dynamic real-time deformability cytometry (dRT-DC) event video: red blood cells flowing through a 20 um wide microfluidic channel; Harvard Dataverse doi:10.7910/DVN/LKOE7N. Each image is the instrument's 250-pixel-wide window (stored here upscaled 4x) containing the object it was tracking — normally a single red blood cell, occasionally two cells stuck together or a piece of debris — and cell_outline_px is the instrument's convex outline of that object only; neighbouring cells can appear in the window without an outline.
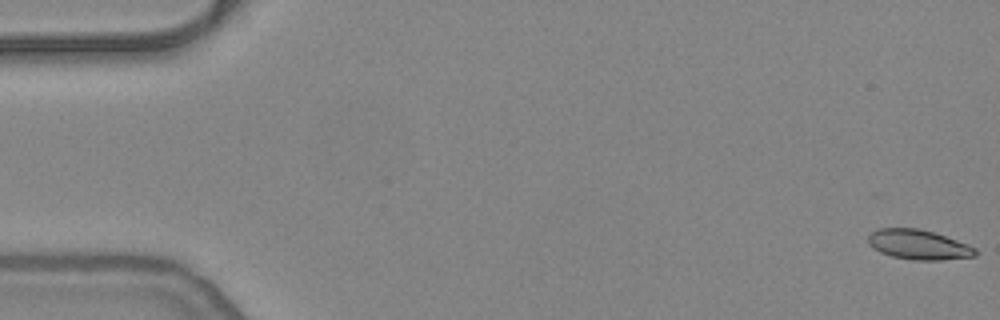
{"species": "common noctule bat (a hibernating species)", "species_latin": "Nyctalus noctula", "temperature_condition": "warm", "stored_images_in_passage": 54, "camera_frame_rate_fps": 3000, "um_per_image_px": 0.085, "animal": {"sex": "female", "body_mass_g": 24.6, "forearm_length_mm": 56.2}, "frame": {"image": 1, "passage_image": 1, "time_ms": 0.0, "image_size_px": [1000, 320], "cell_outline_px": [[976, 256], [940, 260], [912, 260], [892, 256], [880, 252], [872, 248], [868, 244], [868, 236], [872, 232], [880, 228], [920, 228], [968, 244], [976, 248]], "centroid_in_image_um": [78.05, 20.8], "position_along_channel_um": 6.9, "area_um2": 18.55}}
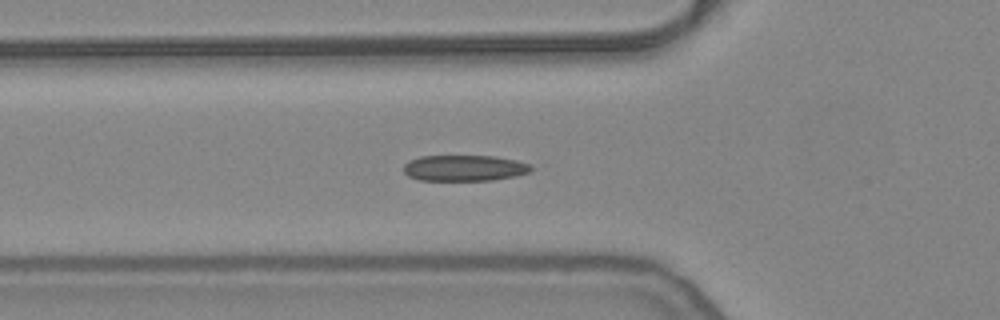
{"frame": {"image": 2, "passage_image": 19, "time_ms": 6.0, "image_size_px": [1000, 320], "cell_outline_px": [[532, 168], [528, 172], [516, 176], [492, 180], [420, 180], [408, 176], [404, 172], [404, 164], [408, 160], [420, 156], [496, 156], [516, 160], [532, 164]], "centroid_in_image_um": [39.47, 14.28], "position_along_channel_um": 86.3, "area_um2": 19.36}}
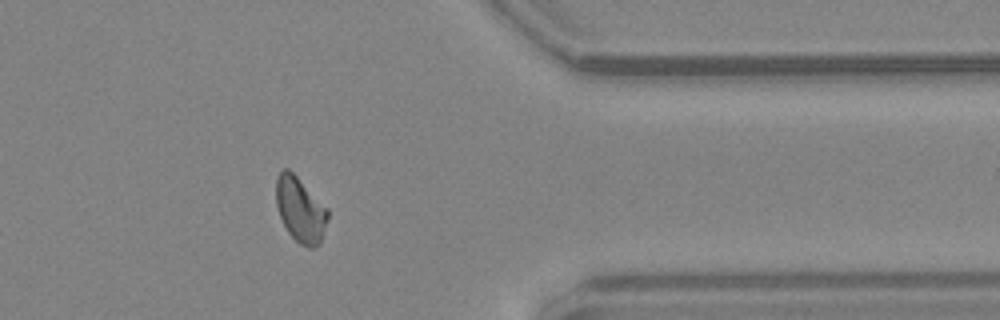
{"frame": {"image": 3, "passage_image": 44, "time_ms": 14.333, "image_size_px": [1000, 320], "cell_outline_px": [[328, 220], [320, 244], [316, 248], [308, 248], [300, 244], [288, 232], [280, 216], [276, 204], [276, 176], [284, 168], [288, 168], [328, 208]], "centroid_in_image_um": [25.54, 17.84], "position_along_channel_um": 385.9, "area_um2": 19.59}, "authors_computed_cell_mechanics": {"area_um2": 19.1607, "velocity_mm_per_s": 3.7943, "shape_relaxation_time_tau1_ms": 6.4443, "shape_relaxation_time_tau2_ms": 1.8785, "deformation_change_tau1": 0.1628, "deformation_change_tau2": 0.082}}